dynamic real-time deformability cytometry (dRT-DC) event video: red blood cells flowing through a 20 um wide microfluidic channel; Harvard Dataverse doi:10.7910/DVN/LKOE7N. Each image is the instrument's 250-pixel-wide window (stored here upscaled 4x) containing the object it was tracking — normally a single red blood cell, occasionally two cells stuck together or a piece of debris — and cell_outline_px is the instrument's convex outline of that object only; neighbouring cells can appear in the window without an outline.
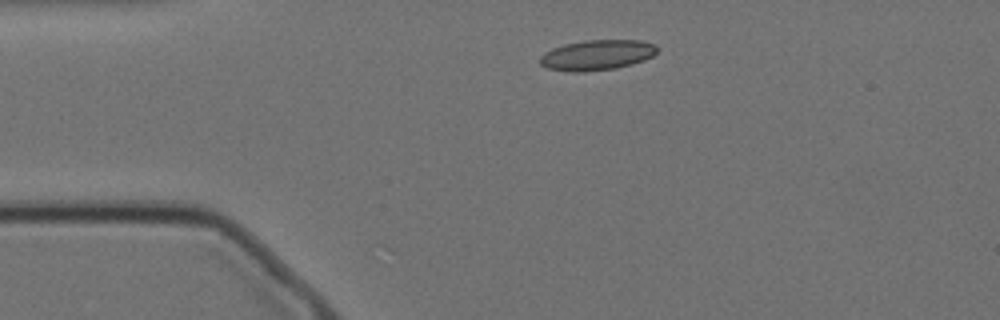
{"species": "Egyptian fruit bat (a non-hibernating species)", "species_latin": "Rousettus aegyptiacus", "temperature_condition": "cold", "stored_images_in_passage": 47, "camera_frame_rate_fps": 3000, "um_per_image_px": 0.085, "animal": {"sex": "female"}, "frame": {"image": 1, "passage_image": 1, "time_ms": 0.0, "image_size_px": [1000, 320], "cell_outline_px": [[656, 52], [652, 56], [644, 60], [632, 64], [616, 68], [584, 72], [572, 72], [548, 68], [540, 64], [540, 56], [544, 52], [552, 48], [564, 44], [584, 40], [640, 40], [656, 44]], "centroid_in_image_um": [50.73, 4.67], "position_along_channel_um": 34.3, "area_um2": 20.75}}
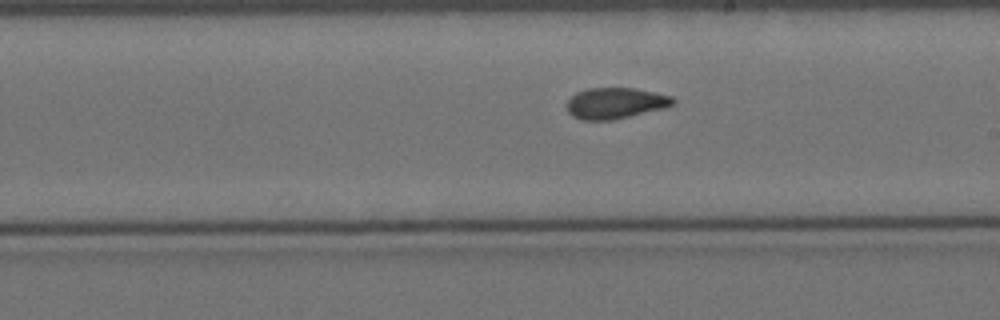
{"frame": {"image": 2, "passage_image": 21, "time_ms": 6.667, "image_size_px": [1000, 320], "cell_outline_px": [[676, 100], [672, 104], [664, 108], [612, 120], [580, 120], [572, 116], [568, 112], [568, 100], [576, 92], [588, 88], [636, 88], [672, 96]], "centroid_in_image_um": [52.29, 8.77], "position_along_channel_um": 236.7, "area_um2": 19.13}}
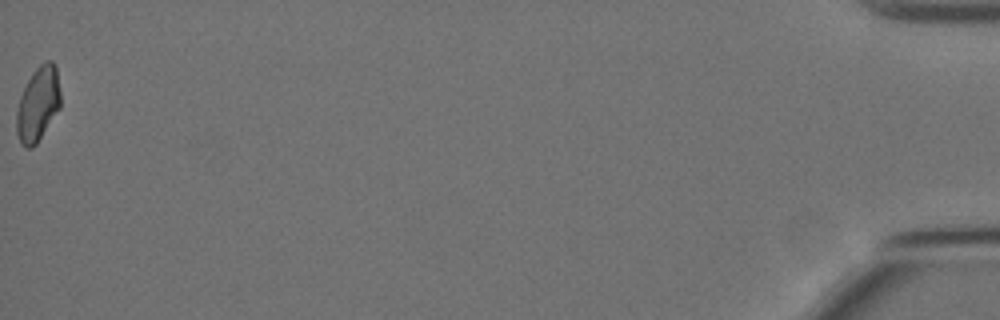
{"frame": {"image": 3, "passage_image": 47, "time_ms": 15.333, "image_size_px": [1000, 320], "cell_outline_px": [[60, 108], [36, 144], [32, 148], [24, 148], [20, 144], [16, 132], [16, 112], [20, 96], [32, 72], [44, 60], [52, 60], [56, 64], [60, 92]], "centroid_in_image_um": [3.22, 8.84], "position_along_channel_um": 432.0, "area_um2": 19.31}, "authors_computed_cell_mechanics": {"area_um2": 19.3052, "velocity_mm_per_s": 3.5033, "shape_relaxation_time_tau1_ms": null, "shape_relaxation_time_tau2_ms": 1.7486, "deformation_change_tau1": null, "deformation_change_tau2": 0.0523}}